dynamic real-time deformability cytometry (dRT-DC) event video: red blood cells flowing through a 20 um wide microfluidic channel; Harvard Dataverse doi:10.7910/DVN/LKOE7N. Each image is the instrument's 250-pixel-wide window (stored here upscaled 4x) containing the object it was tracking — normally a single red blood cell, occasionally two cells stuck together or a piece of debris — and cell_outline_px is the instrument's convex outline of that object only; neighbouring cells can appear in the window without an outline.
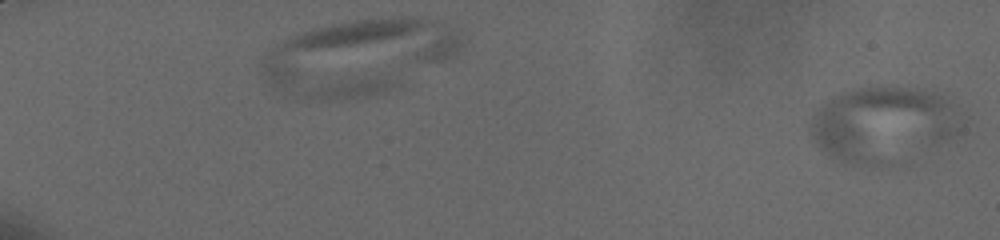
{"species": "human", "species_latin": "Homo sapiens", "temperature_condition": "cold", "stored_images_in_passage": 32, "camera_frame_rate_fps": 3000, "um_per_image_px": 0.085, "donor": {"sex": "male"}, "frame": {"image": 1, "passage_image": 1, "time_ms": 0.0, "image_size_px": [1000, 240], "cell_outline_px": [[956, 132], [932, 144], [880, 164], [840, 164], [824, 156], [816, 148], [808, 132], [808, 124], [812, 116], [820, 104], [824, 100], [844, 92], [856, 88], [872, 84], [880, 84], [924, 88], [936, 92], [944, 96], [952, 108], [956, 128]], "centroid_in_image_um": [74.78, 10.49], "position_along_channel_um": 10.2, "area_um2": 65.43}}